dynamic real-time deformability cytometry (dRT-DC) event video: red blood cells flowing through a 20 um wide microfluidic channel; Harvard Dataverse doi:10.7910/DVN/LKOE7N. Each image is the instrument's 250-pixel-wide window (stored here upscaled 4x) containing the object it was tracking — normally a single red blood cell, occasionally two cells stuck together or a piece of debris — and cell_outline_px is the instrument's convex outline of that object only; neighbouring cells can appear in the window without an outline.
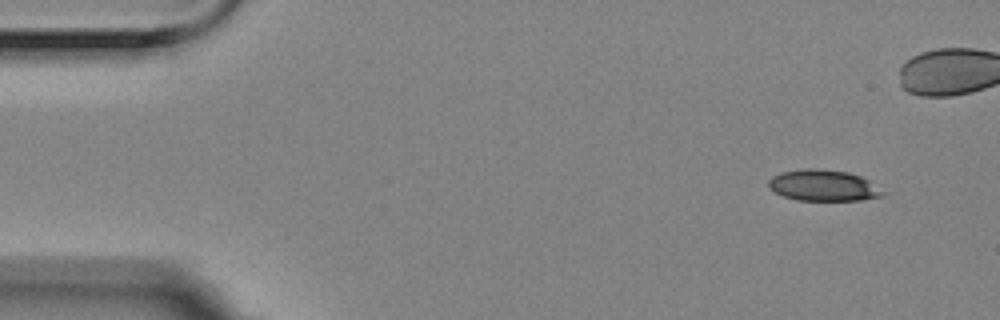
{"species": "Egyptian fruit bat (a non-hibernating species)", "species_latin": "Rousettus aegyptiacus", "temperature_condition": "room temperature", "stored_images_in_passage": 12, "camera_frame_rate_fps": 3000, "um_per_image_px": 0.085, "animal": {"sex": "female"}, "frame": {"image": 1, "passage_image": 1, "time_ms": 0.0, "image_size_px": [1000, 320], "cell_outline_px": [[884, 196], [860, 200], [796, 200], [784, 196], [776, 192], [768, 184], [768, 180], [772, 176], [780, 172], [804, 168], [820, 168], [848, 172], [872, 180], [884, 192]], "centroid_in_image_um": [70.02, 15.75], "position_along_channel_um": 15.0, "area_um2": 20.92}}
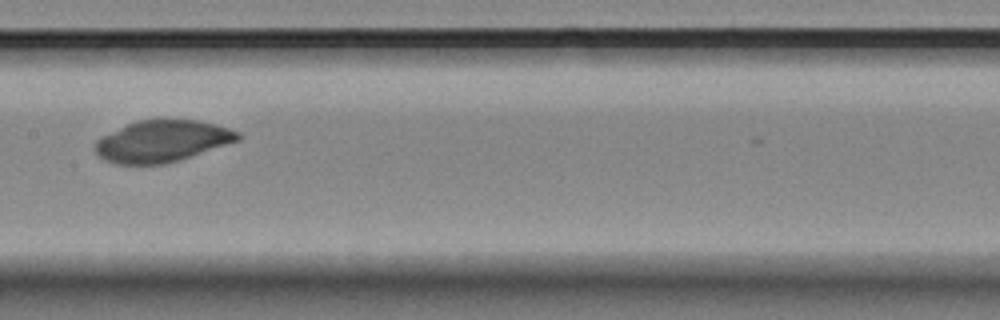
{"frame": {"image": 2, "passage_image": 8, "time_ms": 2.333, "image_size_px": [1000, 320], "cell_outline_px": [[244, 136], [240, 140], [168, 164], [112, 164], [96, 156], [92, 148], [96, 140], [100, 136], [136, 120], [196, 120], [216, 124], [240, 132]], "centroid_in_image_um": [13.74, 12.01], "position_along_channel_um": 193.7, "area_um2": 35.14}}
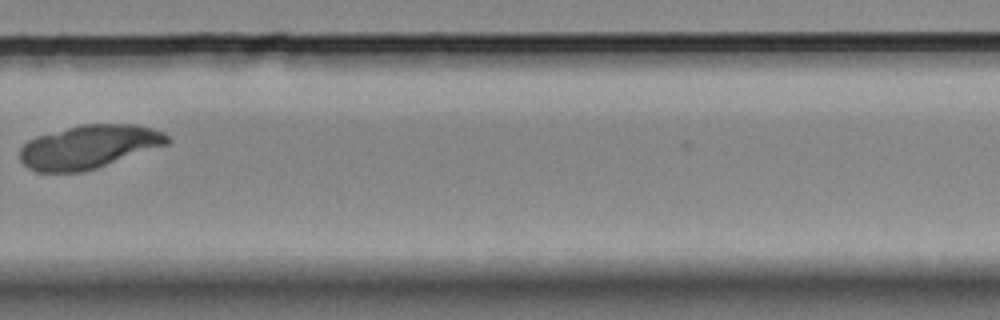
{"frame": {"image": 3, "passage_image": 11, "time_ms": 3.333, "image_size_px": [1000, 320], "cell_outline_px": [[172, 140], [168, 144], [84, 172], [36, 172], [28, 168], [20, 160], [20, 148], [28, 140], [36, 136], [80, 124], [136, 124], [152, 128], [164, 132]], "centroid_in_image_um": [7.55, 12.47], "position_along_channel_um": 322.3, "area_um2": 37.45}}